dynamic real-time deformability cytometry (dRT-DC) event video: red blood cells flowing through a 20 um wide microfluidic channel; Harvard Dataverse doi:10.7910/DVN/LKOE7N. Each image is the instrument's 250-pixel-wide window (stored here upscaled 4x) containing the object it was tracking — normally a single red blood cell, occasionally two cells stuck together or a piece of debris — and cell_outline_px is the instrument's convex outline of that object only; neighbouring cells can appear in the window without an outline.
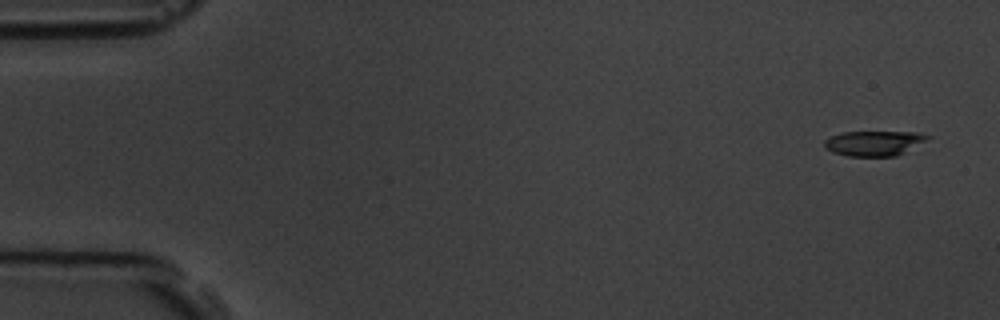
{"species": "common noctule bat (a hibernating species)", "species_latin": "Nyctalus noctula", "temperature_condition": "room temperature", "stored_images_in_passage": 5, "camera_frame_rate_fps": 3000, "um_per_image_px": 0.085, "animal": {"sex": "male", "body_mass_g": 19.5, "forearm_length_mm": 54.6}, "frame": {"image": 1, "passage_image": 1, "time_ms": 0.0, "image_size_px": [1000, 320], "cell_outline_px": [[932, 136], [928, 140], [896, 156], [848, 156], [832, 152], [824, 148], [824, 140], [840, 132], [920, 132]], "centroid_in_image_um": [74.3, 12.17], "position_along_channel_um": 10.7, "area_um2": 15.14}}
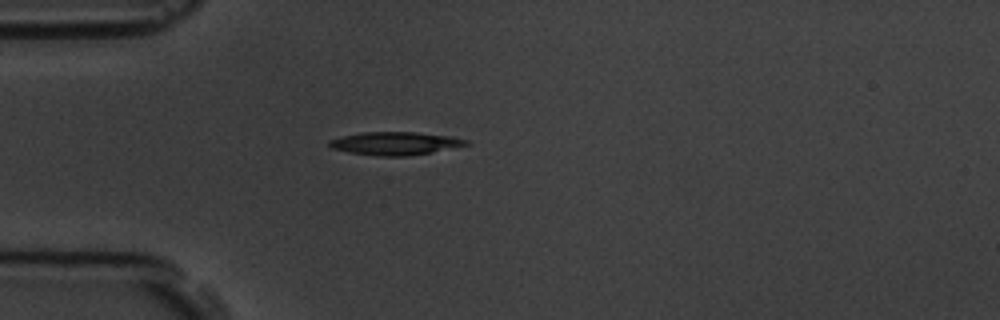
{"frame": {"image": 2, "passage_image": 5, "time_ms": 4.333, "image_size_px": [1000, 320], "cell_outline_px": [[472, 144], [432, 152], [408, 156], [376, 156], [348, 152], [332, 148], [328, 144], [328, 140], [360, 132], [416, 132], [452, 136], [468, 140]], "centroid_in_image_um": [33.62, 12.19], "position_along_channel_um": 51.4, "area_um2": 18.5}}